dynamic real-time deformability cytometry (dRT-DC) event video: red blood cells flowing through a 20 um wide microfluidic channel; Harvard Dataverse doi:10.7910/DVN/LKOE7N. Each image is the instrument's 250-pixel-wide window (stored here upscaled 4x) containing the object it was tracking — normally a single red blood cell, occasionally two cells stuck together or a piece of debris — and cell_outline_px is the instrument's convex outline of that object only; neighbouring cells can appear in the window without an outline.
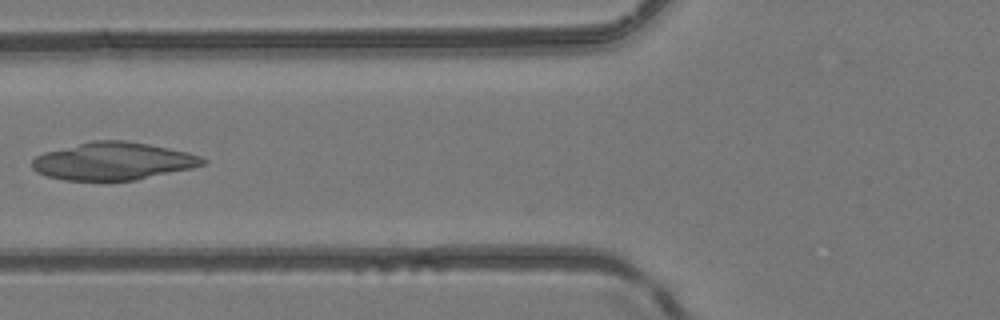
{"species": "common noctule bat (a hibernating species)", "species_latin": "Nyctalus noctula", "temperature_condition": "room temperature", "stored_images_in_passage": 6, "camera_frame_rate_fps": 3000, "um_per_image_px": 0.085, "animal": {"sex": "female", "body_mass_g": 24.6, "forearm_length_mm": 56.2}, "frame": {"image": 1, "passage_image": 6, "time_ms": 5.667, "image_size_px": [1000, 320], "cell_outline_px": [[208, 160], [204, 164], [192, 168], [136, 180], [64, 180], [48, 176], [36, 172], [32, 168], [32, 160], [36, 156], [44, 152], [92, 140], [124, 140], [148, 144], [188, 152], [200, 156]], "centroid_in_image_um": [9.62, 13.69], "position_along_channel_um": 116.2, "area_um2": 37.34}}